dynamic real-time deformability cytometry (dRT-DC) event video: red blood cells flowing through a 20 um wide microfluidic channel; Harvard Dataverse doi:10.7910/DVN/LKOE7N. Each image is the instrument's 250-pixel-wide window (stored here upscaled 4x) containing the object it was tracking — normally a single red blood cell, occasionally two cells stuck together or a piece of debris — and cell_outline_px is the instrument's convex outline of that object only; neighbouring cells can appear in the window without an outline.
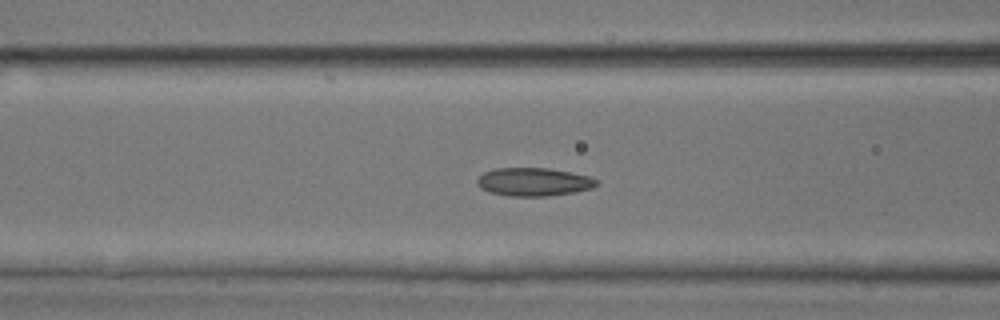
{"species": "common noctule bat (a hibernating species)", "species_latin": "Nyctalus noctula", "temperature_condition": "room temperature", "stored_images_in_passage": 27, "camera_frame_rate_fps": 3000, "um_per_image_px": 0.085, "animal": {"sex": "male", "body_mass_g": 17.9, "forearm_length_mm": 54.2}, "frame": {"image": 1, "passage_image": 22, "time_ms": 7.0, "image_size_px": [1000, 320], "cell_outline_px": [[600, 184], [592, 188], [576, 192], [548, 196], [508, 196], [488, 192], [480, 188], [476, 184], [476, 180], [484, 172], [496, 168], [548, 168], [588, 176], [600, 180]], "centroid_in_image_um": [45.37, 15.47], "position_along_channel_um": 121.2, "area_um2": 19.83}}
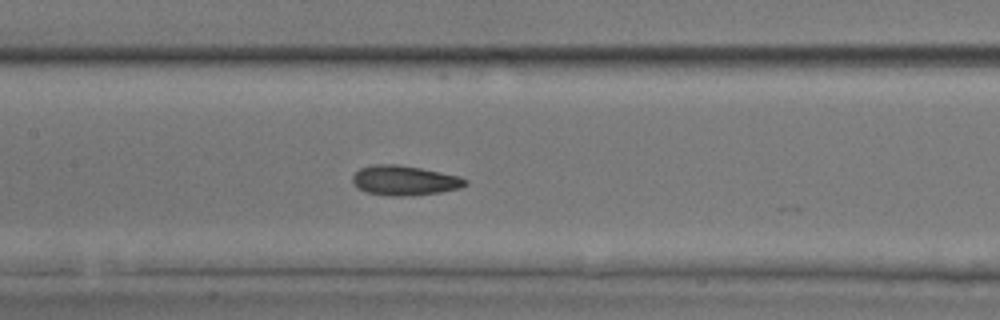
{"frame": {"image": 2, "passage_image": 26, "time_ms": 8.333, "image_size_px": [1000, 320], "cell_outline_px": [[468, 184], [460, 188], [440, 192], [412, 196], [392, 196], [368, 192], [360, 188], [352, 180], [352, 176], [360, 168], [372, 164], [396, 164], [420, 168], [460, 176], [468, 180]], "centroid_in_image_um": [34.42, 15.33], "position_along_channel_um": 173.0, "area_um2": 19.48}}